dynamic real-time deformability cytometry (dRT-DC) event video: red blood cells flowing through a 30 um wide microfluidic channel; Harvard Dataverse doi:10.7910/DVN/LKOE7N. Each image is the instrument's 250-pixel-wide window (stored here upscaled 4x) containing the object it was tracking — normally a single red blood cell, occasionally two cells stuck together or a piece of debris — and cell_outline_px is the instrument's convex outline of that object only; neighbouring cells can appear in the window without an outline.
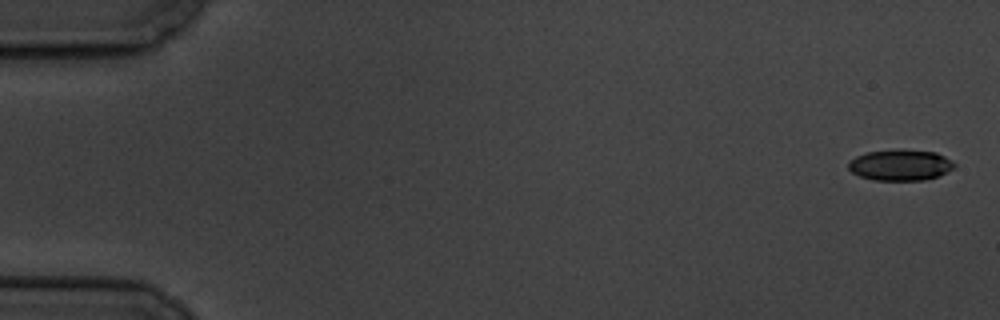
{"species": "common noctule bat (a hibernating species)", "species_latin": "Nyctalus noctula", "temperature_condition": "cold", "stored_images_in_passage": 5, "segment_of_instrument_passage": [2, 2], "camera_frame_rate_fps": 3000, "um_per_image_px": 0.085, "animal": {"sex": "male", "body_mass_g": 19.5, "forearm_length_mm": 54.6}, "frame": {"image": 1, "passage_image": 5, "time_ms": 5.667, "image_size_px": [1000, 320], "cell_outline_px": [[956, 164], [952, 168], [936, 176], [924, 180], [872, 180], [860, 176], [852, 172], [848, 168], [848, 160], [856, 156], [868, 152], [936, 152], [952, 160]], "centroid_in_image_um": [76.49, 14.07], "position_along_channel_um": 8.5, "area_um2": 18.26}}